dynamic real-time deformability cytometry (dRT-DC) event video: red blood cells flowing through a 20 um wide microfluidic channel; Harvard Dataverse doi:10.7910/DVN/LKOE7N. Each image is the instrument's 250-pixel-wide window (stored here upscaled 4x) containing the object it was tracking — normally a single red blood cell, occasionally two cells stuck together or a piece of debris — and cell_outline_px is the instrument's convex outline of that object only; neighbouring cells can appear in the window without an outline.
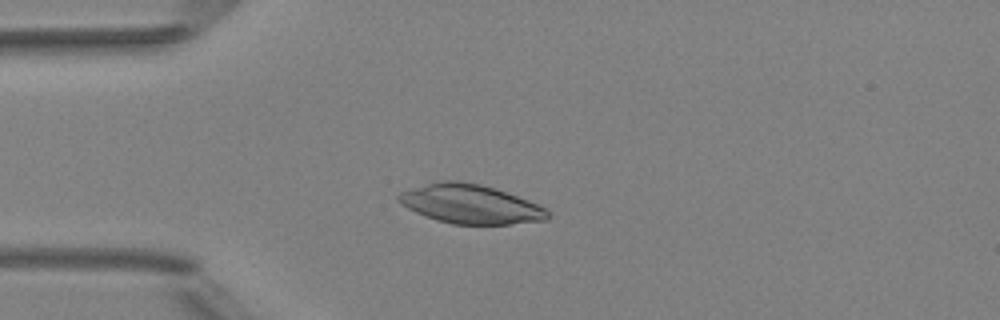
{"species": "Egyptian fruit bat (a non-hibernating species)", "species_latin": "Rousettus aegyptiacus", "temperature_condition": "room temperature", "stored_images_in_passage": 4, "camera_frame_rate_fps": 3000, "um_per_image_px": 0.085, "animal": {"sex": "female"}, "frame": {"image": 1, "passage_image": 3, "time_ms": 2.333, "image_size_px": [1000, 320], "cell_outline_px": [[552, 216], [548, 220], [508, 224], [452, 224], [436, 220], [416, 212], [400, 204], [396, 200], [396, 196], [400, 192], [428, 184], [444, 180], [456, 180], [480, 184], [528, 200], [544, 208]], "centroid_in_image_um": [39.97, 17.36], "position_along_channel_um": 45.0, "area_um2": 33.58}}